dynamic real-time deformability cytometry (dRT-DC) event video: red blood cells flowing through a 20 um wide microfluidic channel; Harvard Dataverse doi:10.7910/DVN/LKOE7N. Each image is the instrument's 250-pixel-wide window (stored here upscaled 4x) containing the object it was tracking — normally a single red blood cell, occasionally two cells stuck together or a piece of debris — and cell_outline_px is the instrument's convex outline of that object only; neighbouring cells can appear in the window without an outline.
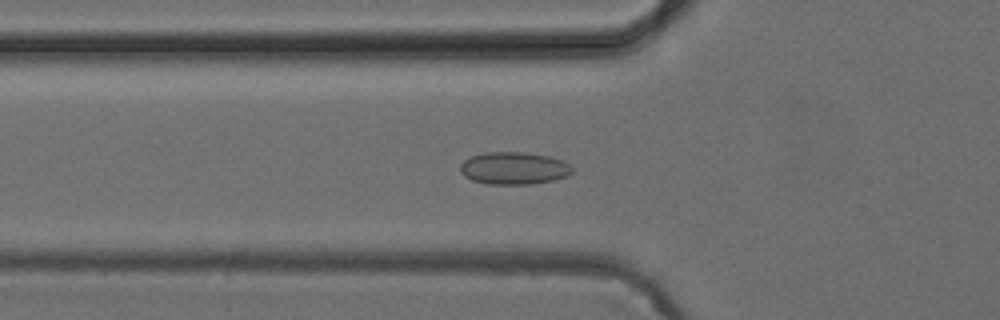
{"species": "common noctule bat (a hibernating species)", "species_latin": "Nyctalus noctula", "temperature_condition": "cold", "stored_images_in_passage": 38, "camera_frame_rate_fps": 3000, "um_per_image_px": 0.085, "animal": {"sex": "female", "body_mass_g": 24.6, "forearm_length_mm": 56.2}, "frame": {"image": 1, "passage_image": 4, "time_ms": 1.0, "image_size_px": [1000, 320], "cell_outline_px": [[572, 172], [568, 176], [552, 180], [528, 184], [488, 184], [472, 180], [464, 176], [460, 172], [460, 164], [464, 160], [472, 156], [484, 152], [524, 152], [548, 156], [560, 160], [568, 164], [572, 168]], "centroid_in_image_um": [43.64, 14.29], "position_along_channel_um": 82.2, "area_um2": 21.04}}
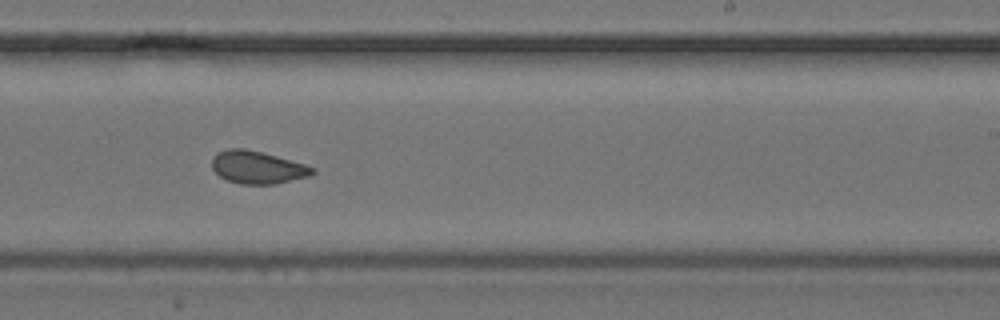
{"frame": {"image": 2, "passage_image": 18, "time_ms": 5.667, "image_size_px": [1000, 320], "cell_outline_px": [[316, 172], [308, 176], [276, 184], [240, 184], [228, 180], [220, 176], [212, 168], [212, 156], [216, 152], [228, 148], [244, 148], [276, 156], [304, 164], [316, 168]], "centroid_in_image_um": [21.86, 14.22], "position_along_channel_um": 267.1, "area_um2": 19.07}}
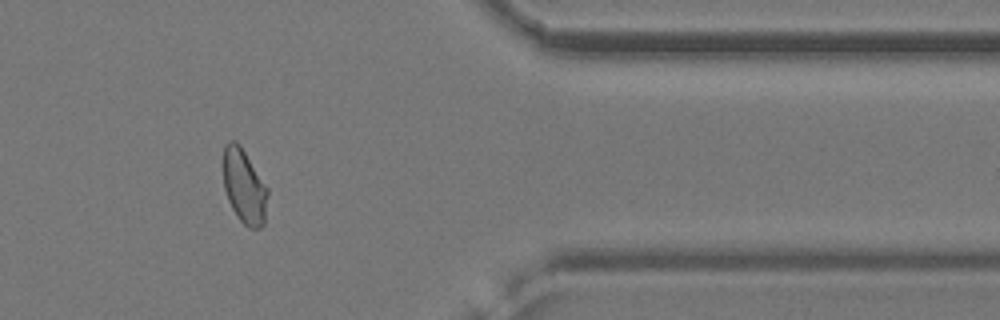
{"frame": {"image": 3, "passage_image": 29, "time_ms": 9.333, "image_size_px": [1000, 320], "cell_outline_px": [[268, 196], [264, 224], [260, 228], [248, 228], [240, 220], [232, 208], [228, 200], [224, 188], [224, 144], [228, 140], [236, 140], [240, 144], [268, 188]], "centroid_in_image_um": [20.77, 15.84], "position_along_channel_um": 390.6, "area_um2": 19.31}}